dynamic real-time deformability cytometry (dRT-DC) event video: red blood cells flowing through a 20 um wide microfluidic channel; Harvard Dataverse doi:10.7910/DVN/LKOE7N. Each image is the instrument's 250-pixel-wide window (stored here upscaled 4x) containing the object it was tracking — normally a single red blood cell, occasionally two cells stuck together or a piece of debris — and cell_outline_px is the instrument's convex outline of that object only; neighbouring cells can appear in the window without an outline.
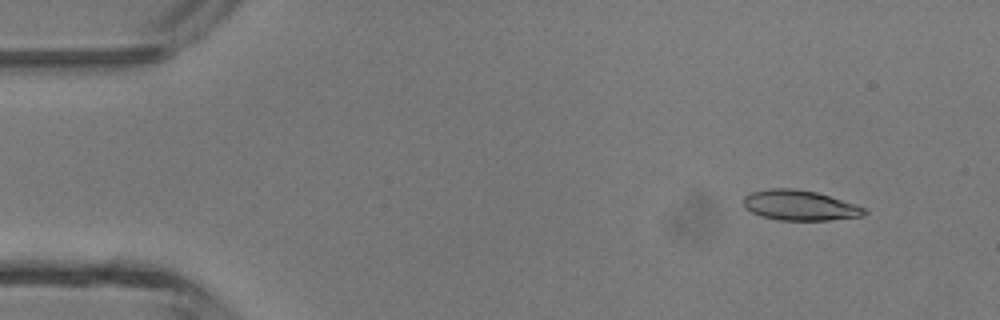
{"species": "common noctule bat (a hibernating species)", "species_latin": "Nyctalus noctula", "temperature_condition": "room temperature", "stored_images_in_passage": 4, "camera_frame_rate_fps": 3000, "um_per_image_px": 0.085, "animal": {"sex": "male", "body_mass_g": 13.3}, "frame": {"image": 1, "passage_image": 2, "time_ms": 1.0, "image_size_px": [1000, 320], "cell_outline_px": [[868, 212], [864, 216], [828, 220], [780, 220], [760, 216], [744, 208], [744, 196], [752, 192], [768, 188], [792, 188], [816, 192], [856, 204], [868, 208]], "centroid_in_image_um": [68.01, 17.46], "position_along_channel_um": 17.0, "area_um2": 21.39}}
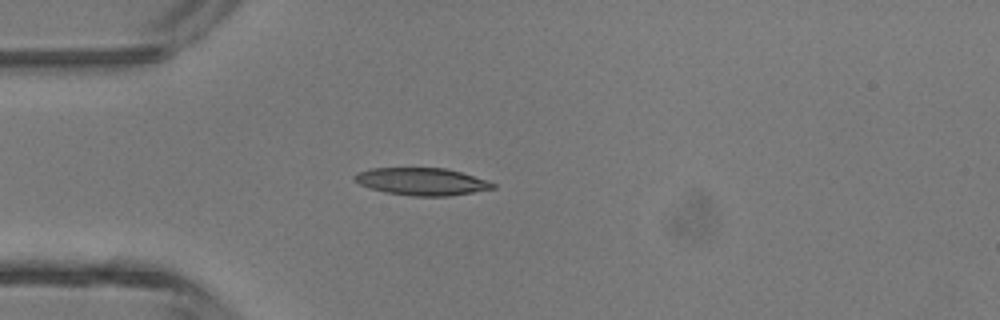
{"frame": {"image": 2, "passage_image": 4, "time_ms": 3.667, "image_size_px": [1000, 320], "cell_outline_px": [[496, 188], [448, 196], [412, 196], [388, 192], [372, 188], [360, 184], [352, 180], [352, 176], [356, 172], [372, 168], [444, 168], [460, 172], [488, 180], [496, 184]], "centroid_in_image_um": [35.84, 15.42], "position_along_channel_um": 49.2, "area_um2": 21.96}}